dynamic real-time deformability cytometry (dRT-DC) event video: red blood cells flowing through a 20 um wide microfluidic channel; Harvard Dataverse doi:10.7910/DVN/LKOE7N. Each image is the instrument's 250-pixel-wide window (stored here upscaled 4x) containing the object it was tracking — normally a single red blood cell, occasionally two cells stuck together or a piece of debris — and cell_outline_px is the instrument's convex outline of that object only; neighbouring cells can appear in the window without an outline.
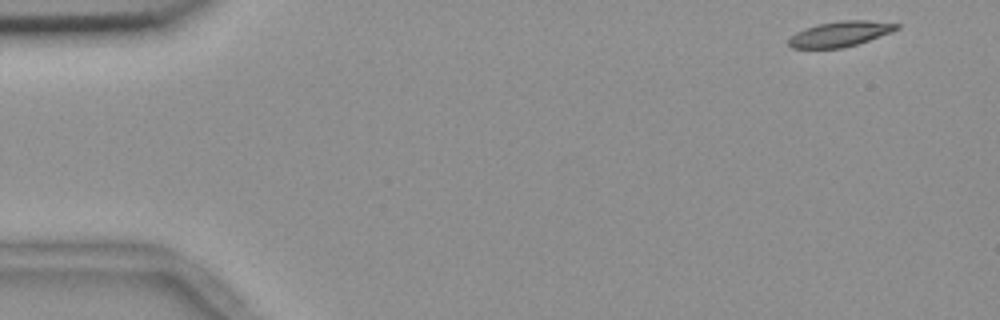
{"species": "common noctule bat (a hibernating species)", "species_latin": "Nyctalus noctula", "temperature_condition": "room temperature", "stored_images_in_passage": 7, "camera_frame_rate_fps": 3000, "um_per_image_px": 0.085, "animal": {"sex": "female", "body_mass_g": 18.4}, "frame": {"image": 1, "passage_image": 1, "time_ms": 0.0, "image_size_px": [1000, 320], "cell_outline_px": [[900, 28], [892, 32], [856, 44], [840, 48], [792, 48], [788, 44], [788, 40], [796, 32], [804, 28], [816, 24], [840, 20], [868, 20], [900, 24]], "centroid_in_image_um": [71.41, 2.87], "position_along_channel_um": 13.6, "area_um2": 15.9}}
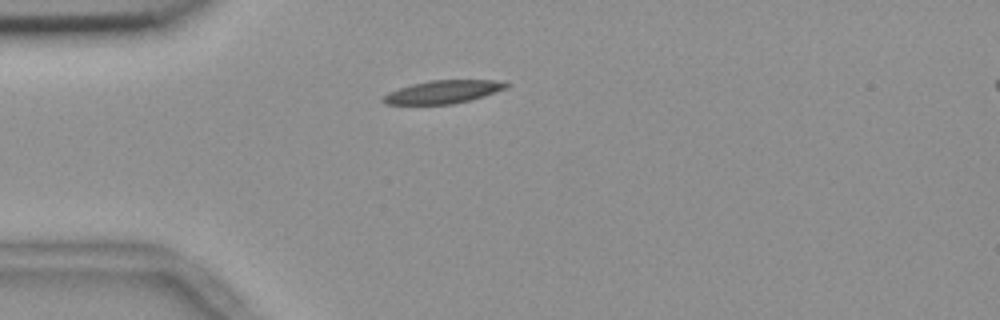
{"frame": {"image": 2, "passage_image": 4, "time_ms": 1.0, "image_size_px": [1000, 320], "cell_outline_px": [[508, 88], [468, 100], [452, 104], [384, 104], [380, 100], [380, 96], [388, 92], [412, 84], [432, 80], [492, 80], [508, 84]], "centroid_in_image_um": [37.57, 7.81], "position_along_channel_um": 47.4, "area_um2": 16.3}}
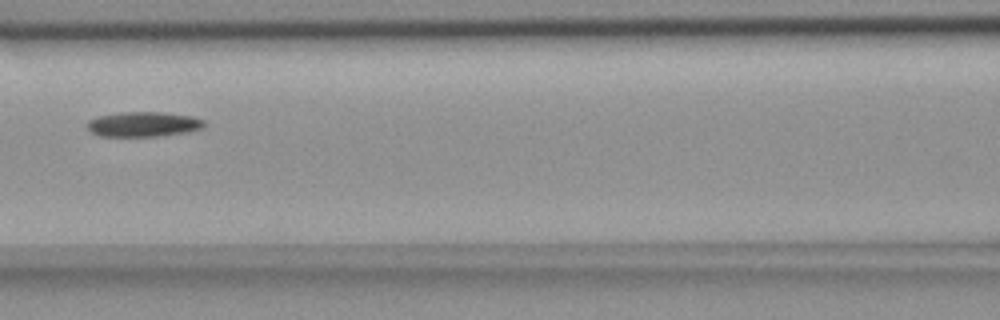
{"frame": {"image": 3, "passage_image": 7, "time_ms": 2.0, "image_size_px": [1000, 320], "cell_outline_px": [[204, 124], [200, 128], [188, 132], [156, 136], [100, 136], [92, 132], [88, 128], [88, 120], [96, 116], [120, 112], [164, 112], [192, 116], [204, 120]], "centroid_in_image_um": [12.16, 10.55], "position_along_channel_um": 154.4, "area_um2": 16.94}}